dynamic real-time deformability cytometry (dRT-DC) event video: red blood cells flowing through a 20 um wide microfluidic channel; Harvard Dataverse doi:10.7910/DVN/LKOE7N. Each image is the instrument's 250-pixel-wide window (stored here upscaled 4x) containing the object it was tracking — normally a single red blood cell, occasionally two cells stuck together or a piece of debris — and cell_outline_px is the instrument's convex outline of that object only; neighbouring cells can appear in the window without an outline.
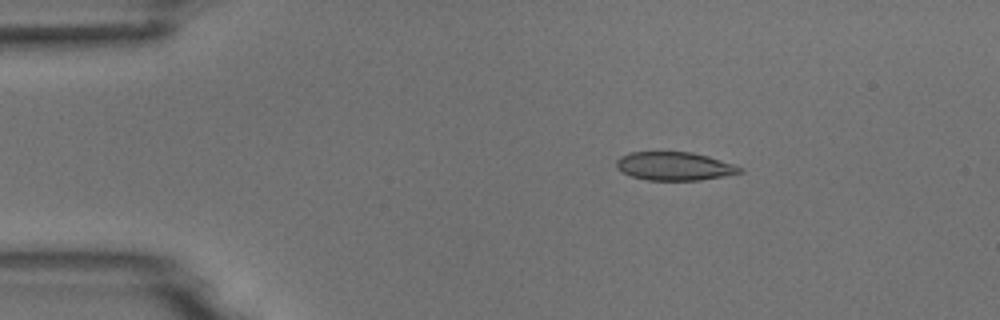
{"species": "common noctule bat (a hibernating species)", "species_latin": "Nyctalus noctula", "temperature_condition": "room temperature", "stored_images_in_passage": 9, "camera_frame_rate_fps": 3000, "um_per_image_px": 0.085, "animal": {"sex": "male", "body_mass_g": 18.8}, "frame": {"image": 1, "passage_image": 3, "time_ms": 2.333, "image_size_px": [1000, 320], "cell_outline_px": [[744, 172], [724, 176], [700, 180], [648, 180], [632, 176], [616, 168], [616, 160], [620, 156], [628, 152], [692, 152], [708, 156], [744, 168]], "centroid_in_image_um": [57.32, 14.12], "position_along_channel_um": 27.7, "area_um2": 20.4}}